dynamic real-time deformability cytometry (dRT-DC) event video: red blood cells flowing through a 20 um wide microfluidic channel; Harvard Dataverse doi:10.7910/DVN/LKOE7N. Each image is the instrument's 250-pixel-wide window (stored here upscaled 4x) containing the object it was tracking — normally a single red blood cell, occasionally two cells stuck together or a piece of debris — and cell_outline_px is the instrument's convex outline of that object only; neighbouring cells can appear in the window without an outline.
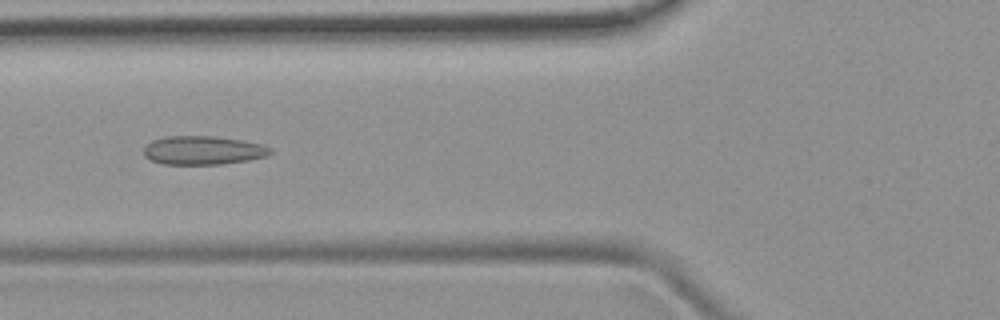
{"species": "common noctule bat (a hibernating species)", "species_latin": "Nyctalus noctula", "temperature_condition": "room temperature", "stored_images_in_passage": 4, "camera_frame_rate_fps": 3000, "um_per_image_px": 0.085, "animal": {"sex": "female", "body_mass_g": 19.9}, "frame": {"image": 1, "passage_image": 4, "time_ms": 3.333, "image_size_px": [1000, 320], "cell_outline_px": [[272, 152], [268, 156], [248, 160], [220, 164], [164, 164], [152, 160], [144, 156], [144, 148], [152, 140], [164, 136], [212, 136], [244, 140], [264, 144], [272, 148]], "centroid_in_image_um": [17.3, 12.77], "position_along_channel_um": 108.5, "area_um2": 21.27}}